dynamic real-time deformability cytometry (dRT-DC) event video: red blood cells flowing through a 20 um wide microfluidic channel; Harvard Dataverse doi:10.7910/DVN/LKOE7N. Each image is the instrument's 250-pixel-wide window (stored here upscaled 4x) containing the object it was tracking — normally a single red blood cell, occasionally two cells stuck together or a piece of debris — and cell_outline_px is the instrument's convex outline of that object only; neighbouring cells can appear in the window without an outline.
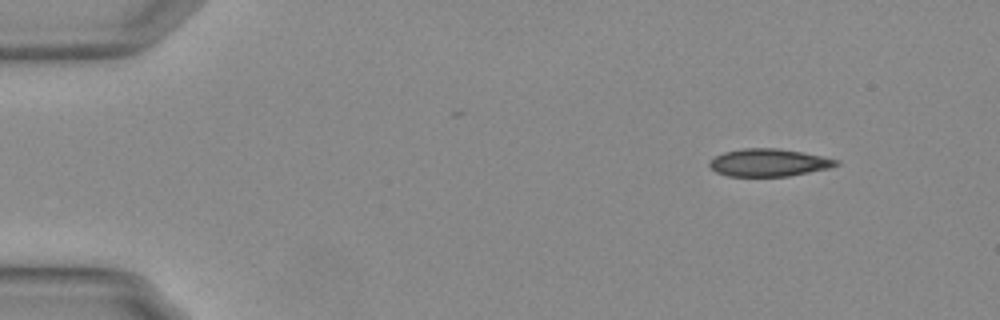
{"species": "Egyptian fruit bat (a non-hibernating species)", "species_latin": "Rousettus aegyptiacus", "temperature_condition": "warm", "stored_images_in_passage": 49, "camera_frame_rate_fps": 3000, "um_per_image_px": 0.085, "animal": {"sex": "female"}, "frame": {"image": 1, "passage_image": 1, "time_ms": 0.0, "image_size_px": [1000, 320], "cell_outline_px": [[840, 164], [828, 168], [788, 176], [728, 176], [716, 172], [708, 164], [716, 156], [724, 152], [744, 148], [776, 148], [800, 152], [840, 160]], "centroid_in_image_um": [65.34, 13.82], "position_along_channel_um": 19.7, "area_um2": 20.06}}
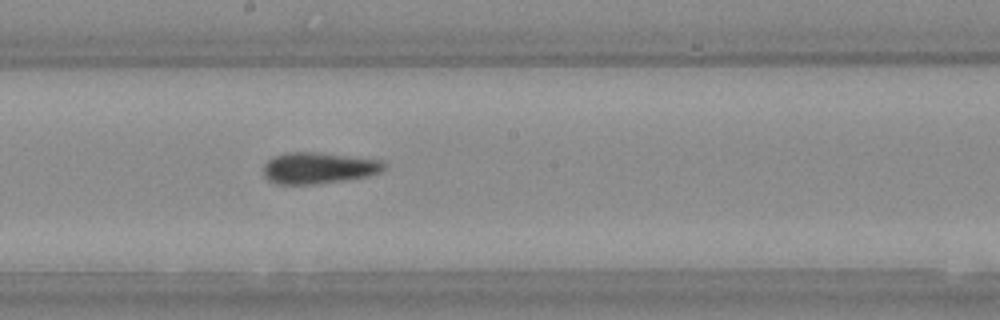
{"frame": {"image": 2, "passage_image": 25, "time_ms": 8.0, "image_size_px": [1000, 320], "cell_outline_px": [[388, 164], [380, 172], [368, 176], [344, 180], [316, 184], [276, 184], [268, 180], [264, 176], [264, 164], [268, 160], [276, 156], [288, 152], [316, 152], [384, 160]], "centroid_in_image_um": [27.1, 14.28], "position_along_channel_um": 221.1, "area_um2": 22.08}}
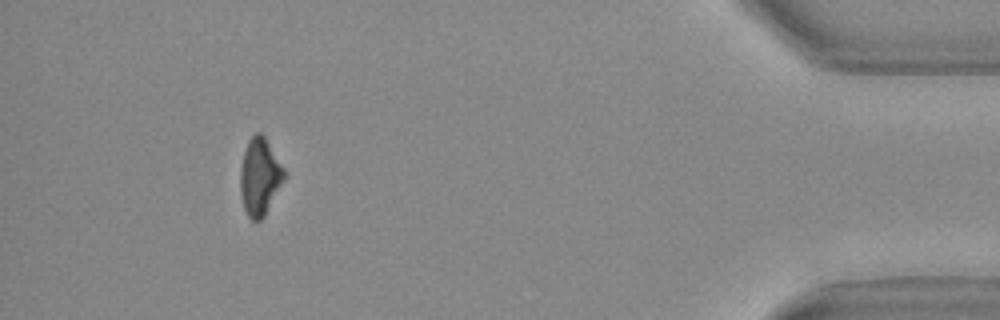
{"frame": {"image": 3, "passage_image": 45, "time_ms": 14.667, "image_size_px": [1000, 320], "cell_outline_px": [[284, 180], [264, 216], [260, 220], [252, 220], [248, 216], [244, 208], [240, 192], [240, 168], [244, 152], [248, 140], [256, 132], [260, 132], [264, 136], [284, 168]], "centroid_in_image_um": [22.06, 15.01], "position_along_channel_um": 413.1, "area_um2": 19.48}, "authors_computed_cell_mechanics": {"area_um2": 21.1548, "velocity_mm_per_s": 3.7764, "shape_relaxation_time_tau1_ms": 10.1757, "shape_relaxation_time_tau2_ms": null, "deformation_change_tau1": 0.1801, "deformation_change_tau2": null}}